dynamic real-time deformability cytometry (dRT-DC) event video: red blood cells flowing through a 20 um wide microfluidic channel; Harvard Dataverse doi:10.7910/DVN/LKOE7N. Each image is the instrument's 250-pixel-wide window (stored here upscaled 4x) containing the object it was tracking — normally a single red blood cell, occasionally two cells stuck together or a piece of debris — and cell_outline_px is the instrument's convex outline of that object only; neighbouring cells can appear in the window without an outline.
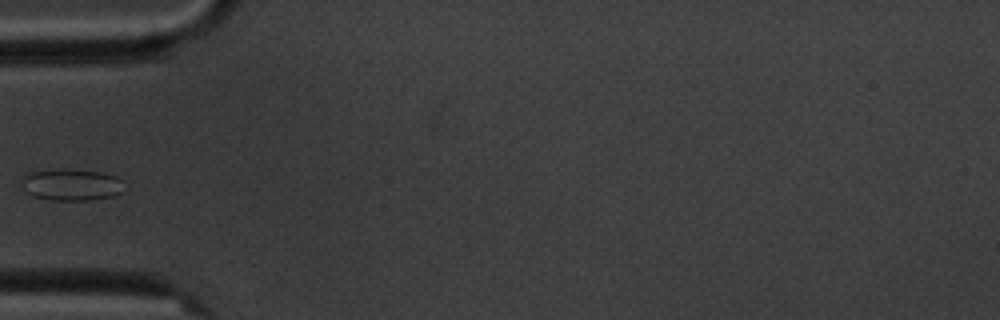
{"species": "common noctule bat (a hibernating species)", "species_latin": "Nyctalus noctula", "temperature_condition": "cold", "stored_images_in_passage": 5, "camera_frame_rate_fps": 3000, "um_per_image_px": 0.085, "animal": {"sex": "male", "body_mass_g": 20.1, "forearm_length_mm": 53.5}, "frame": {"image": 1, "passage_image": 5, "time_ms": 4.667, "image_size_px": [1000, 320], "cell_outline_px": [[124, 192], [112, 196], [88, 200], [52, 200], [32, 196], [24, 188], [24, 176], [32, 172], [64, 168], [104, 172], [116, 176], [124, 180]], "centroid_in_image_um": [6.17, 15.69], "position_along_channel_um": 78.8, "area_um2": 19.02}}